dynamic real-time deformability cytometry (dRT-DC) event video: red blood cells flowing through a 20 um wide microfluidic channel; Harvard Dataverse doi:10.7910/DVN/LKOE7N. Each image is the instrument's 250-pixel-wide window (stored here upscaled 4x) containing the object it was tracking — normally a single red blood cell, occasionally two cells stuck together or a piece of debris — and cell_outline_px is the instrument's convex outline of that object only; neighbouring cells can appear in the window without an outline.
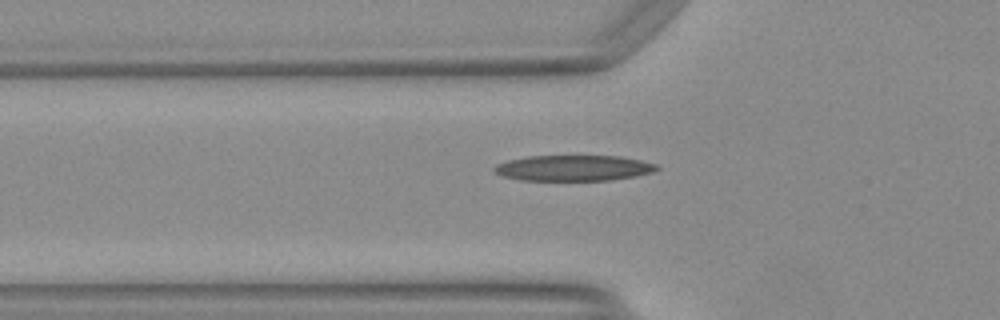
{"species": "Egyptian fruit bat (a non-hibernating species)", "species_latin": "Rousettus aegyptiacus", "temperature_condition": "warm", "stored_images_in_passage": 12, "camera_frame_rate_fps": 3000, "um_per_image_px": 0.085, "animal": {"sex": "female"}, "frame": {"image": 1, "passage_image": 2, "time_ms": 0.333, "image_size_px": [1000, 320], "cell_outline_px": [[660, 168], [652, 172], [636, 176], [608, 180], [520, 180], [504, 176], [496, 172], [492, 168], [496, 164], [508, 160], [528, 156], [620, 156], [640, 160], [656, 164]], "centroid_in_image_um": [48.75, 14.28], "position_along_channel_um": 77.0, "area_um2": 24.22}}
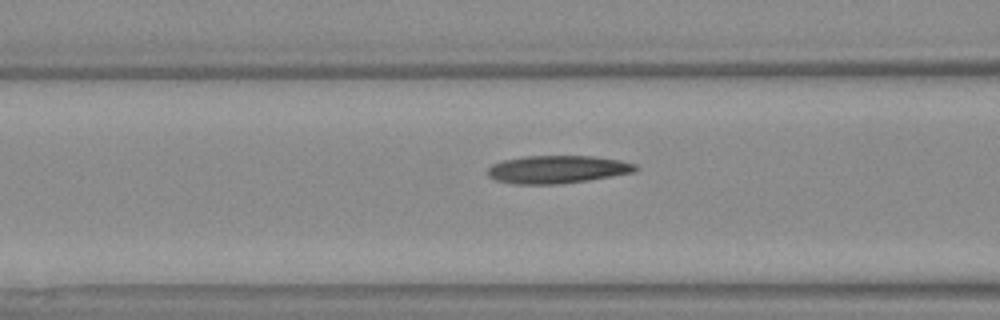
{"frame": {"image": 2, "passage_image": 5, "time_ms": 1.333, "image_size_px": [1000, 320], "cell_outline_px": [[640, 168], [636, 172], [588, 180], [560, 184], [512, 184], [496, 180], [488, 176], [488, 168], [492, 164], [504, 160], [524, 156], [592, 156], [620, 160], [636, 164]], "centroid_in_image_um": [47.4, 14.4], "position_along_channel_um": 119.2, "area_um2": 24.1}}
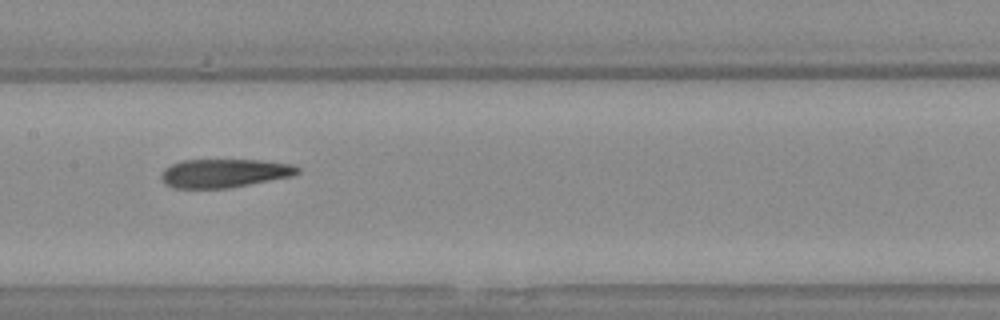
{"frame": {"image": 3, "passage_image": 10, "time_ms": 3.0, "image_size_px": [1000, 320], "cell_outline_px": [[300, 172], [292, 176], [228, 188], [176, 188], [164, 184], [160, 176], [164, 168], [180, 160], [260, 160], [292, 164], [300, 168]], "centroid_in_image_um": [19.05, 14.71], "position_along_channel_um": 188.4, "area_um2": 22.72}}